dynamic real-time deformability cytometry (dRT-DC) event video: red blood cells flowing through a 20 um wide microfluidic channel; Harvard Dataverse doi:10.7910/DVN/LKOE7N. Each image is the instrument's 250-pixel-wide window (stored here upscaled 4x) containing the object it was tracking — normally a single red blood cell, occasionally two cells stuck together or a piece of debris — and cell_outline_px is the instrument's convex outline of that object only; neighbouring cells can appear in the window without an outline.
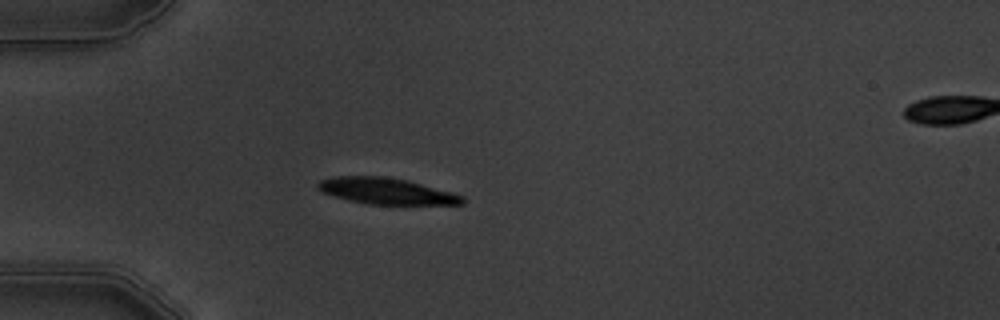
{"species": "common noctule bat (a hibernating species)", "species_latin": "Nyctalus noctula", "temperature_condition": "warm", "stored_images_in_passage": 5, "camera_frame_rate_fps": 3000, "um_per_image_px": 0.085, "animal": {"sex": "male", "body_mass_g": 19.5, "forearm_length_mm": 54.6}, "frame": {"image": 1, "passage_image": 4, "time_ms": 3.333, "image_size_px": [1000, 320], "cell_outline_px": [[464, 204], [368, 204], [348, 200], [324, 192], [316, 188], [316, 184], [320, 180], [332, 176], [384, 176], [408, 180], [464, 196]], "centroid_in_image_um": [32.81, 16.23], "position_along_channel_um": 52.2, "area_um2": 21.91}}